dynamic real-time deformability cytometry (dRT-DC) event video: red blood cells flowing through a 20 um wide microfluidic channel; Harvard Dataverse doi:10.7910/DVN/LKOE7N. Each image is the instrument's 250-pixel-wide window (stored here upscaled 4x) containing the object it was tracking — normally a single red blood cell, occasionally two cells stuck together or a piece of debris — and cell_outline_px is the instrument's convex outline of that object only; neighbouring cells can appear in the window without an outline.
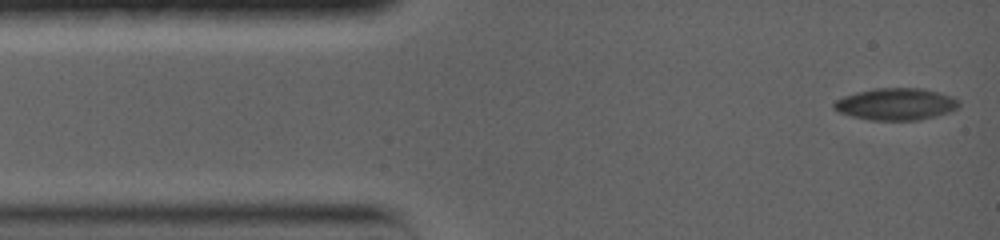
{"species": "common noctule bat (a hibernating species)", "species_latin": "Nyctalus noctula", "temperature_condition": "warm", "stored_images_in_passage": 23, "camera_frame_rate_fps": 5000, "um_per_image_px": 0.085, "animal": {"sex": "female", "body_mass_g": 19.0, "forearm_length_mm": 56.7}, "frame": {"image": 1, "passage_image": 1, "time_ms": 0.0, "image_size_px": [1000, 240], "cell_outline_px": [[960, 108], [948, 112], [920, 120], [868, 120], [852, 116], [840, 112], [832, 108], [832, 104], [836, 100], [844, 96], [856, 92], [872, 88], [920, 88], [936, 92], [960, 100]], "centroid_in_image_um": [76.13, 8.85], "position_along_channel_um": 8.9, "area_um2": 23.24}}
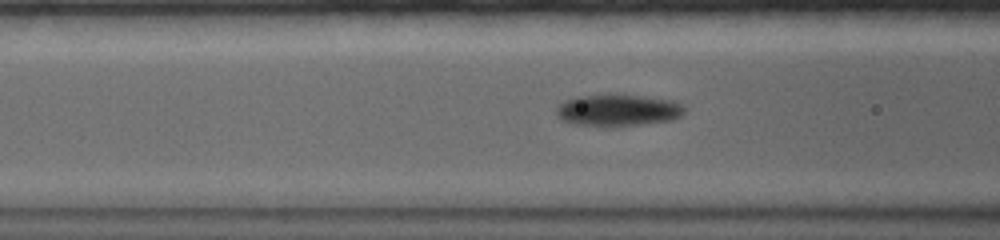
{"frame": {"image": 2, "passage_image": 12, "time_ms": 5.0, "image_size_px": [1000, 240], "cell_outline_px": [[684, 112], [680, 116], [672, 120], [640, 124], [604, 128], [572, 124], [564, 120], [556, 112], [556, 108], [564, 100], [576, 96], [608, 92], [616, 92], [672, 100], [680, 104], [684, 108]], "centroid_in_image_um": [52.48, 9.34], "position_along_channel_um": 114.1, "area_um2": 24.62}}
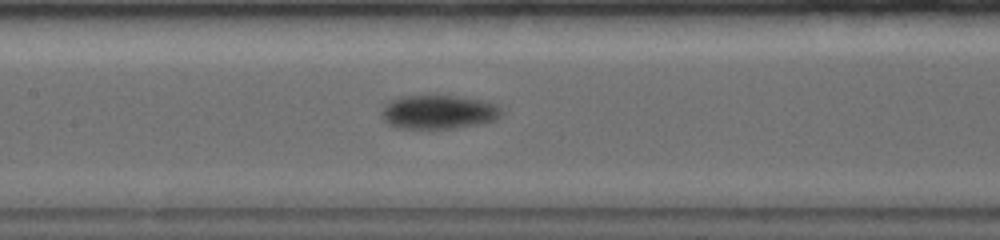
{"frame": {"image": 3, "passage_image": 21, "time_ms": 6.6, "image_size_px": [1000, 240], "cell_outline_px": [[504, 112], [496, 120], [456, 128], [396, 128], [388, 124], [380, 116], [380, 112], [384, 104], [388, 100], [400, 96], [460, 96], [484, 100], [496, 104]], "centroid_in_image_um": [37.24, 9.51], "position_along_channel_um": 170.2, "area_um2": 23.99}}